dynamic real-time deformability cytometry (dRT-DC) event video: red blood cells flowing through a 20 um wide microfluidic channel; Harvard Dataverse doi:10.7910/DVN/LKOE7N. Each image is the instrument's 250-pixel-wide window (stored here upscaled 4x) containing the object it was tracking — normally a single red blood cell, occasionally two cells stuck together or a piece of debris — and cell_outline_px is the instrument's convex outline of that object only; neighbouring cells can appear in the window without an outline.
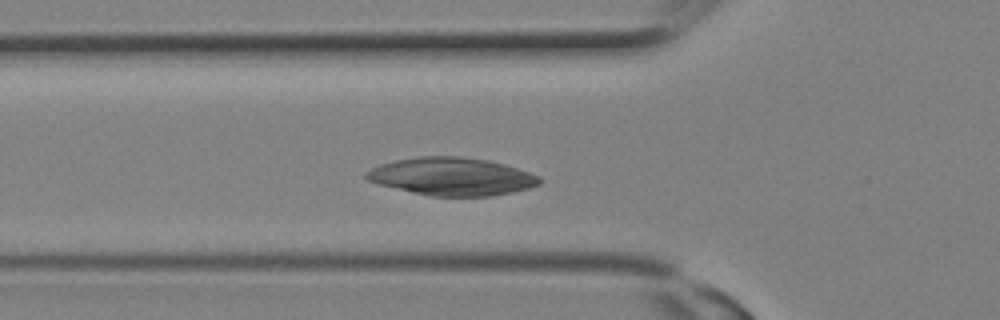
{"species": "Egyptian fruit bat (a non-hibernating species)", "species_latin": "Rousettus aegyptiacus", "temperature_condition": "room temperature", "stored_images_in_passage": 9, "camera_frame_rate_fps": 3000, "um_per_image_px": 0.085, "animal": {"sex": "female"}, "frame": {"image": 1, "passage_image": 7, "time_ms": 2.0, "image_size_px": [1000, 320], "cell_outline_px": [[540, 184], [528, 188], [512, 192], [492, 196], [432, 196], [412, 192], [380, 184], [368, 180], [364, 176], [364, 172], [380, 164], [396, 160], [420, 156], [460, 156], [488, 160], [504, 164], [540, 176]], "centroid_in_image_um": [38.4, 15.0], "position_along_channel_um": 87.4, "area_um2": 37.97}}
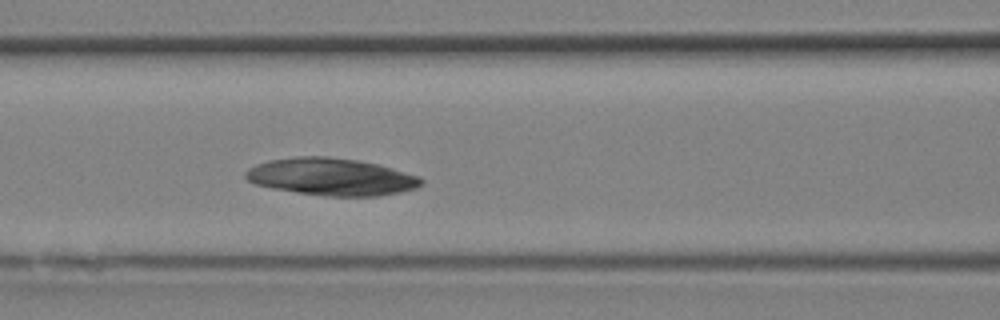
{"frame": {"image": 2, "passage_image": 9, "time_ms": 2.667, "image_size_px": [1000, 320], "cell_outline_px": [[424, 184], [416, 188], [400, 192], [380, 196], [324, 196], [296, 192], [272, 188], [256, 184], [248, 180], [244, 176], [244, 172], [248, 168], [256, 164], [268, 160], [296, 156], [324, 156], [356, 160], [376, 164], [392, 168], [420, 176], [424, 180]], "centroid_in_image_um": [28.16, 15.03], "position_along_channel_um": 138.4, "area_um2": 38.26}}